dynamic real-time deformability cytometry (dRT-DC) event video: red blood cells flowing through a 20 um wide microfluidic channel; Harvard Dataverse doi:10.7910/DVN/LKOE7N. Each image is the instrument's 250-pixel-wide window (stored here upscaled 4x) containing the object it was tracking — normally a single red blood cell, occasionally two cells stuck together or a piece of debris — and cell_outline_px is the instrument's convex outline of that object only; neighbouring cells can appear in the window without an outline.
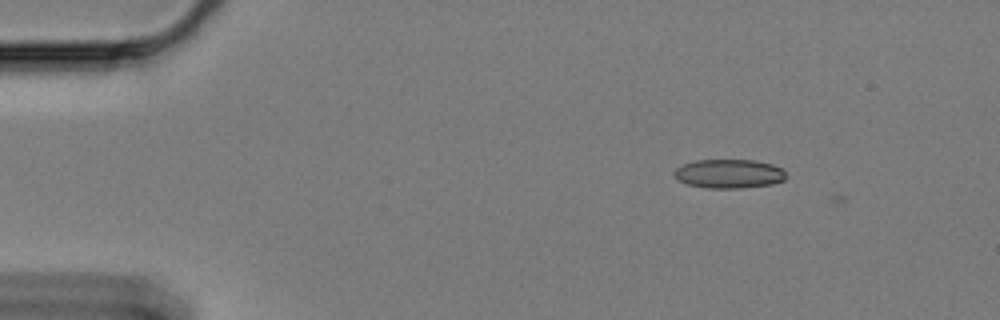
{"species": "Egyptian fruit bat (a non-hibernating species)", "species_latin": "Rousettus aegyptiacus", "temperature_condition": "cold", "stored_images_in_passage": 7, "camera_frame_rate_fps": 3000, "um_per_image_px": 0.085, "animal": {"sex": "female"}, "frame": {"image": 1, "passage_image": 4, "time_ms": 1.0, "image_size_px": [1000, 320], "cell_outline_px": [[788, 176], [784, 180], [772, 184], [740, 188], [708, 188], [688, 184], [676, 180], [672, 172], [676, 168], [684, 164], [696, 160], [752, 160], [772, 164], [780, 168]], "centroid_in_image_um": [61.94, 14.77], "position_along_channel_um": 23.1, "area_um2": 18.9}}